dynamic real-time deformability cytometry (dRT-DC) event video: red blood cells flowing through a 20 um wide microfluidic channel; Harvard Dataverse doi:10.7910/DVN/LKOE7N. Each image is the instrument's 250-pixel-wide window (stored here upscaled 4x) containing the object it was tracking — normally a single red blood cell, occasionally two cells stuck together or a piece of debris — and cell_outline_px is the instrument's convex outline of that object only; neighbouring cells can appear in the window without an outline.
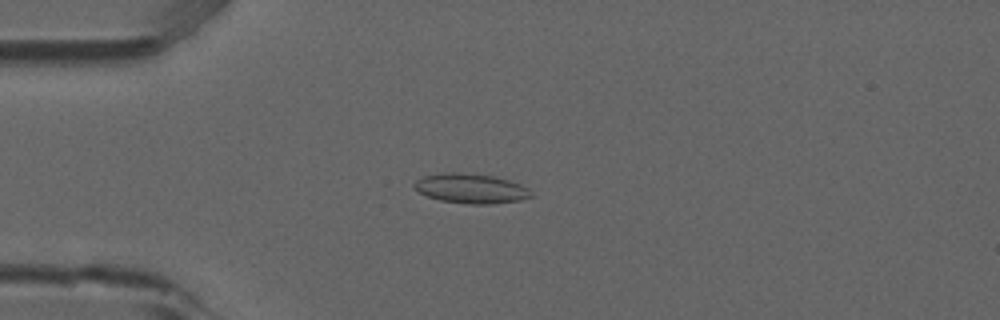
{"species": "common noctule bat (a hibernating species)", "species_latin": "Nyctalus noctula", "temperature_condition": "room temperature", "stored_images_in_passage": 53, "camera_frame_rate_fps": 3000, "um_per_image_px": 0.085, "animal": {"sex": "male", "forearm_length_mm": 52.5}, "frame": {"image": 1, "passage_image": 14, "time_ms": 4.333, "image_size_px": [1000, 320], "cell_outline_px": [[532, 196], [520, 200], [492, 204], [468, 204], [440, 200], [428, 196], [420, 192], [412, 184], [416, 180], [424, 176], [448, 172], [456, 172], [492, 176], [508, 180], [520, 184], [528, 188], [532, 192]], "centroid_in_image_um": [40.04, 16.03], "position_along_channel_um": 45.0, "area_um2": 20.0}}
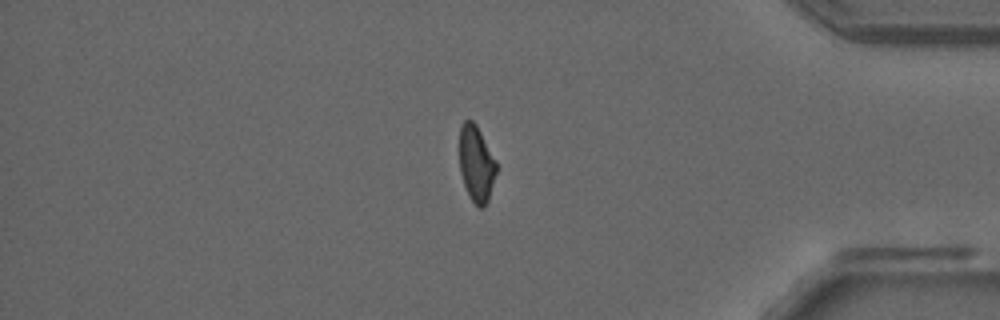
{"frame": {"image": 2, "passage_image": 45, "time_ms": 14.667, "image_size_px": [1000, 320], "cell_outline_px": [[496, 172], [488, 200], [484, 208], [480, 208], [472, 200], [464, 184], [460, 172], [460, 124], [464, 120], [472, 120], [476, 124], [496, 160]], "centroid_in_image_um": [40.48, 13.89], "position_along_channel_um": 394.7, "area_um2": 16.18}}
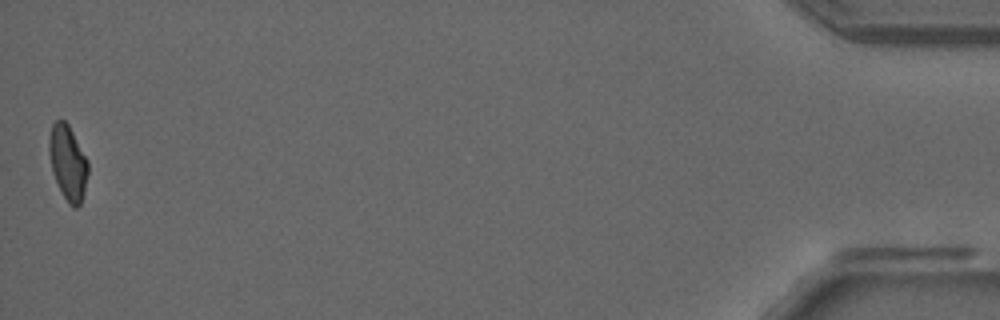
{"frame": {"image": 3, "passage_image": 53, "time_ms": 17.333, "image_size_px": [1000, 320], "cell_outline_px": [[88, 172], [80, 204], [76, 208], [72, 208], [68, 204], [52, 172], [48, 152], [48, 140], [52, 124], [56, 120], [64, 120], [68, 124], [88, 160]], "centroid_in_image_um": [5.75, 13.8], "position_along_channel_um": 429.5, "area_um2": 16.88}, "authors_computed_cell_mechanics": {"area_um2": 17.8024, "velocity_mm_per_s": 3.8547, "shape_relaxation_time_tau1_ms": null, "shape_relaxation_time_tau2_ms": 1.5615, "deformation_change_tau1": null, "deformation_change_tau2": 0.0716}}